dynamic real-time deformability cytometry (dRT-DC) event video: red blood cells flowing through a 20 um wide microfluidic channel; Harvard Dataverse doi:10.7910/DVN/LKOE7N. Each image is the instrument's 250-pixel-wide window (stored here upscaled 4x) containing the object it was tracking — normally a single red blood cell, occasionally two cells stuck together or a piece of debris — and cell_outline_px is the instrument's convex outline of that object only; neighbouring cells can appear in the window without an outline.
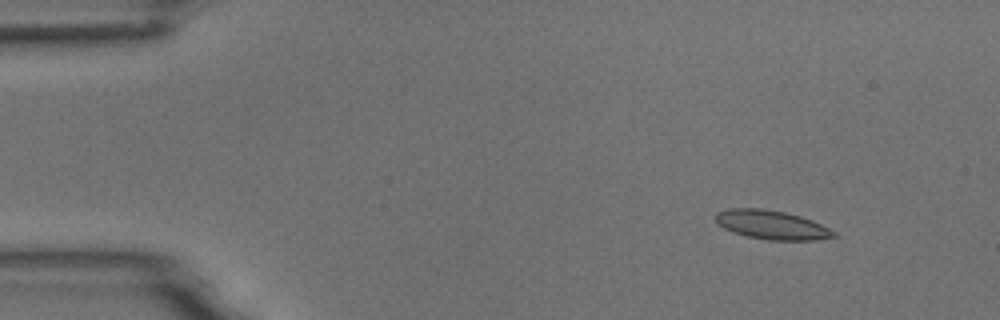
{"species": "common noctule bat (a hibernating species)", "species_latin": "Nyctalus noctula", "temperature_condition": "room temperature", "stored_images_in_passage": 4, "camera_frame_rate_fps": 3000, "um_per_image_px": 0.085, "animal": {"sex": "male", "body_mass_g": 18.8}, "frame": {"image": 1, "passage_image": 2, "time_ms": 0.333, "image_size_px": [1000, 320], "cell_outline_px": [[840, 236], [816, 240], [768, 240], [748, 236], [732, 232], [724, 228], [716, 220], [716, 212], [728, 208], [764, 208], [784, 212], [800, 216], [812, 220], [836, 232]], "centroid_in_image_um": [65.62, 19.11], "position_along_channel_um": 19.4, "area_um2": 19.94}}